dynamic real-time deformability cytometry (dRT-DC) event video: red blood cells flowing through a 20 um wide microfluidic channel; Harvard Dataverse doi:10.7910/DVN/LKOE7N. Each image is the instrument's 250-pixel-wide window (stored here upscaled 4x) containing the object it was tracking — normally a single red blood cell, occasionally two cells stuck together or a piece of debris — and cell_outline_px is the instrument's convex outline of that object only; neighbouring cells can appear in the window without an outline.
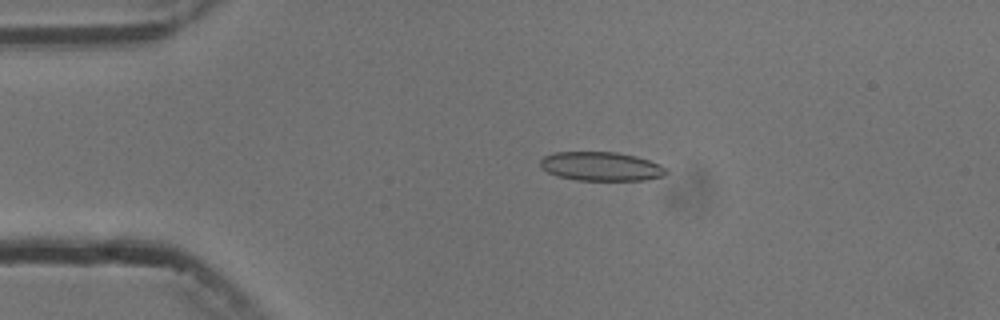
{"species": "common noctule bat (a hibernating species)", "species_latin": "Nyctalus noctula", "temperature_condition": "cold", "stored_images_in_passage": 5, "camera_frame_rate_fps": 3000, "um_per_image_px": 0.085, "animal": {"sex": "male", "body_mass_g": 13.3}, "frame": {"image": 1, "passage_image": 4, "time_ms": 3.333, "image_size_px": [1000, 320], "cell_outline_px": [[668, 172], [664, 176], [648, 180], [576, 180], [556, 176], [540, 168], [540, 160], [544, 156], [556, 152], [616, 152], [636, 156], [660, 164], [668, 168]], "centroid_in_image_um": [51.11, 14.15], "position_along_channel_um": 33.9, "area_um2": 21.44}}